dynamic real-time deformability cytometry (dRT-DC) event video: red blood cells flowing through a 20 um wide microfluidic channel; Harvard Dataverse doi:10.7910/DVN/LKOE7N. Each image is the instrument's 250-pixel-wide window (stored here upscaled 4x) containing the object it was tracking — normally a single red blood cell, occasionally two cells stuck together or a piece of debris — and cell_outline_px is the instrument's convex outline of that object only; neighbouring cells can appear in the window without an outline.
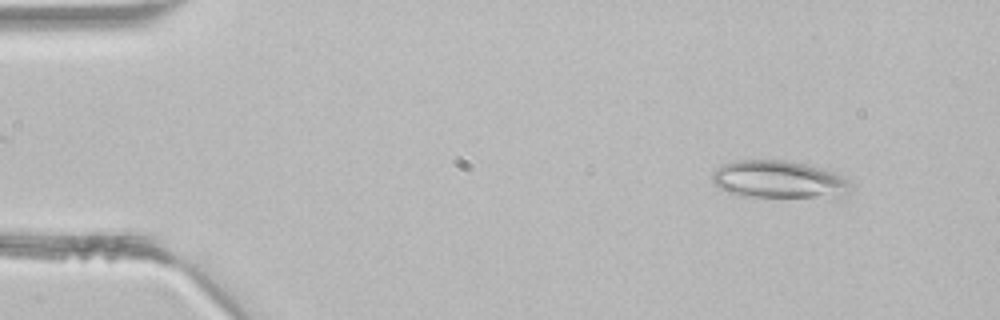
{"species": "common noctule bat (a hibernating species)", "species_latin": "Nyctalus noctula", "temperature_condition": "room temperature", "stored_images_in_passage": 2, "camera_frame_rate_fps": 3000, "um_per_image_px": 0.085, "animal": {"sex": "male", "body_mass_g": 21.5, "forearm_length_mm": 52.0}, "frame": {"image": 1, "passage_image": 1, "time_ms": 0.0, "image_size_px": [1000, 320], "cell_outline_px": [[852, 188], [840, 200], [740, 196], [728, 192], [720, 188], [712, 180], [712, 172], [716, 168], [724, 164], [740, 160], [784, 160], [824, 168], [836, 172], [848, 180], [852, 184]], "centroid_in_image_um": [66.33, 15.32], "position_along_channel_um": 18.7, "area_um2": 31.56}}